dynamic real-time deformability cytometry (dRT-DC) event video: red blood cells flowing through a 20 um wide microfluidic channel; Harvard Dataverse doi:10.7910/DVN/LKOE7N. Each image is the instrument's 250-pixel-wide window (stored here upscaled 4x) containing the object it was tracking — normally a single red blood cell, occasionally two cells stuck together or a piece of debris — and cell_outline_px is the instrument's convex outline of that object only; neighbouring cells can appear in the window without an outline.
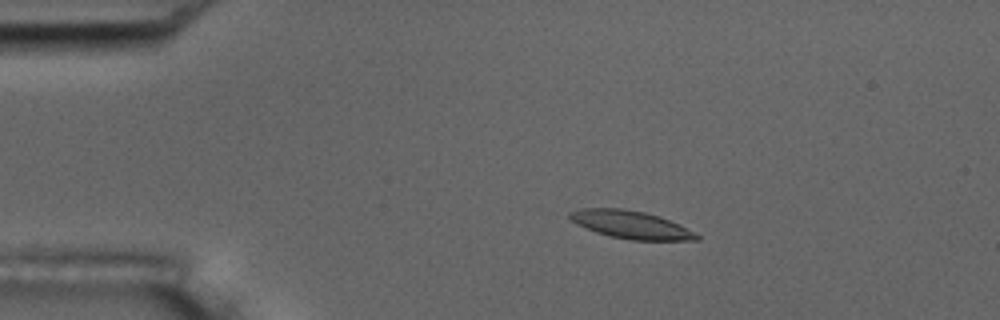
{"species": "common noctule bat (a hibernating species)", "species_latin": "Nyctalus noctula", "temperature_condition": "room temperature", "stored_images_in_passage": 56, "camera_frame_rate_fps": 3000, "um_per_image_px": 0.085, "animal": {"sex": "male", "body_mass_g": 17.5, "forearm_length_mm": 52.3}, "frame": {"image": 1, "passage_image": 10, "time_ms": 3.0, "image_size_px": [1000, 320], "cell_outline_px": [[700, 240], [632, 240], [612, 236], [596, 232], [572, 220], [568, 216], [568, 212], [580, 208], [624, 208], [644, 212], [660, 216], [700, 236]], "centroid_in_image_um": [53.6, 19.08], "position_along_channel_um": 31.4, "area_um2": 20.11}}
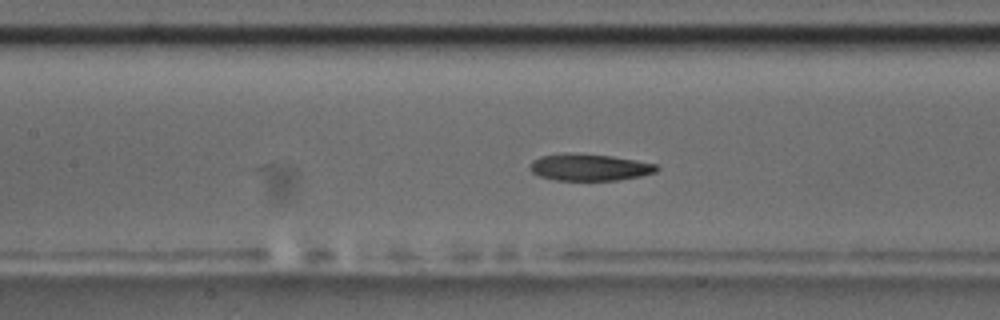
{"frame": {"image": 2, "passage_image": 25, "time_ms": 8.0, "image_size_px": [1000, 320], "cell_outline_px": [[660, 168], [656, 172], [640, 176], [620, 180], [552, 180], [540, 176], [532, 172], [528, 168], [532, 160], [540, 156], [564, 152], [612, 156], [636, 160], [656, 164]], "centroid_in_image_um": [50.07, 14.21], "position_along_channel_um": 157.3, "area_um2": 20.0}}
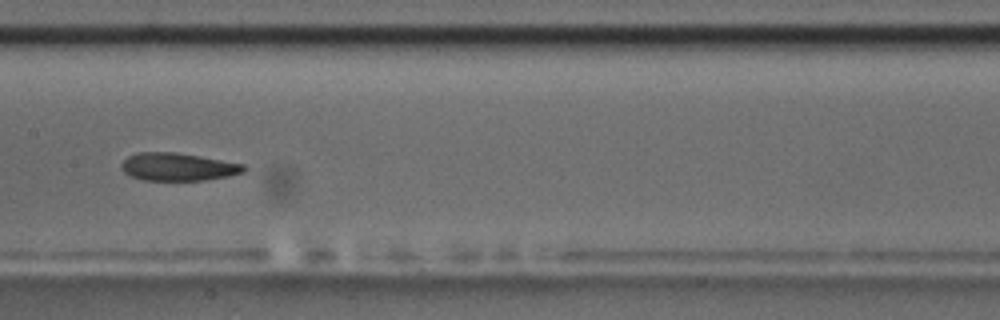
{"frame": {"image": 3, "passage_image": 28, "time_ms": 9.0, "image_size_px": [1000, 320], "cell_outline_px": [[248, 168], [244, 172], [228, 176], [204, 180], [144, 180], [132, 176], [124, 172], [120, 168], [120, 164], [128, 156], [136, 152], [176, 152], [244, 164]], "centroid_in_image_um": [15.12, 14.17], "position_along_channel_um": 192.3, "area_um2": 19.83}, "authors_computed_cell_mechanics": {"area_um2": 20.3745, "velocity_mm_per_s": 3.5384, "shape_relaxation_time_tau1_ms": 3.0261, "shape_relaxation_time_tau2_ms": 2.422, "deformation_change_tau1": 0.1189, "deformation_change_tau2": 0.0898}}